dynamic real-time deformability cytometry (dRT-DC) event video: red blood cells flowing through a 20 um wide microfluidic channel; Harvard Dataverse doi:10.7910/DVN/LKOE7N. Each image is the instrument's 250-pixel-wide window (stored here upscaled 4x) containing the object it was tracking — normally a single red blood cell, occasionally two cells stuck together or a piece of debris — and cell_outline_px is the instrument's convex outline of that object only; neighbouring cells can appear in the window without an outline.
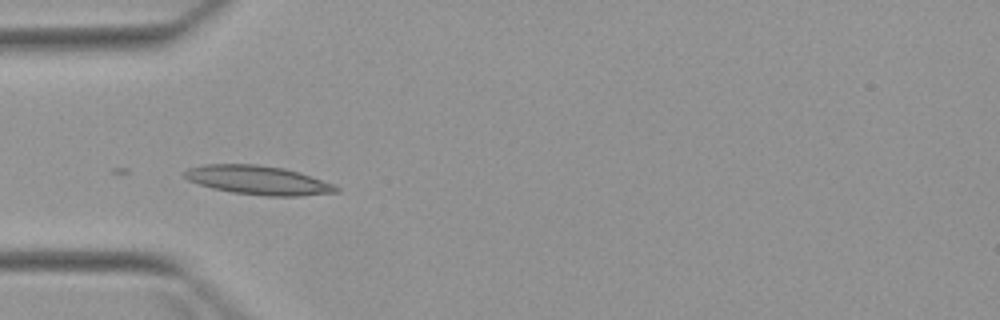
{"species": "Egyptian fruit bat (a non-hibernating species)", "species_latin": "Rousettus aegyptiacus", "temperature_condition": "warm", "stored_images_in_passage": 6, "camera_frame_rate_fps": 3000, "um_per_image_px": 0.085, "animal": {"sex": "female"}, "frame": {"image": 1, "passage_image": 4, "time_ms": 4.333, "image_size_px": [1000, 320], "cell_outline_px": [[340, 192], [300, 196], [268, 196], [232, 192], [212, 188], [188, 180], [184, 176], [184, 172], [188, 168], [204, 164], [256, 164], [284, 168], [332, 184], [340, 188]], "centroid_in_image_um": [21.92, 15.32], "position_along_channel_um": 63.1, "area_um2": 25.26}}
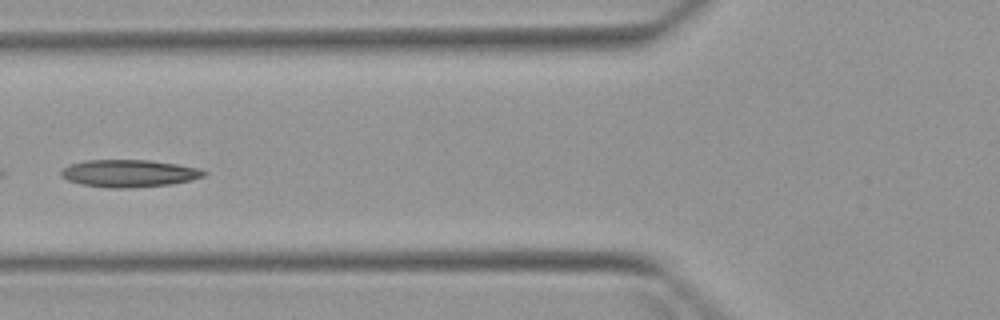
{"frame": {"image": 2, "passage_image": 5, "time_ms": 5.667, "image_size_px": [1000, 320], "cell_outline_px": [[208, 172], [204, 176], [192, 180], [172, 184], [128, 188], [108, 188], [80, 184], [68, 180], [60, 176], [60, 172], [68, 164], [84, 160], [148, 160], [176, 164], [200, 168]], "centroid_in_image_um": [10.96, 14.73], "position_along_channel_um": 114.8, "area_um2": 22.95}}